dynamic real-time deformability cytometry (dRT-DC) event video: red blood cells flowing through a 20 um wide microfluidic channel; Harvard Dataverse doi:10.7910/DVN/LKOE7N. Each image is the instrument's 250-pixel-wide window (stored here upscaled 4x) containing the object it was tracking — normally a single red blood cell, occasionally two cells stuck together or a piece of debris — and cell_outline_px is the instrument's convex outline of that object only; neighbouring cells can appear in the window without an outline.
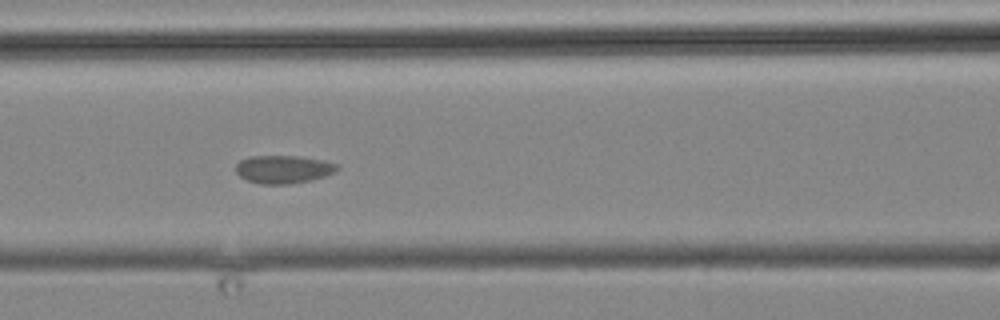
{"species": "common noctule bat (a hibernating species)", "species_latin": "Nyctalus noctula", "temperature_condition": "cold", "stored_images_in_passage": 6, "camera_frame_rate_fps": 3000, "um_per_image_px": 0.085, "animal": {"sex": "male", "body_mass_g": 19.2, "forearm_length_mm": 51.8}, "frame": {"image": 1, "passage_image": 3, "time_ms": 2.333, "image_size_px": [1000, 320], "cell_outline_px": [[340, 168], [336, 172], [312, 180], [292, 184], [260, 184], [248, 180], [240, 176], [236, 172], [236, 164], [240, 160], [252, 156], [296, 156], [324, 160], [340, 164]], "centroid_in_image_um": [24.14, 14.39], "position_along_channel_um": 142.5, "area_um2": 16.7}}
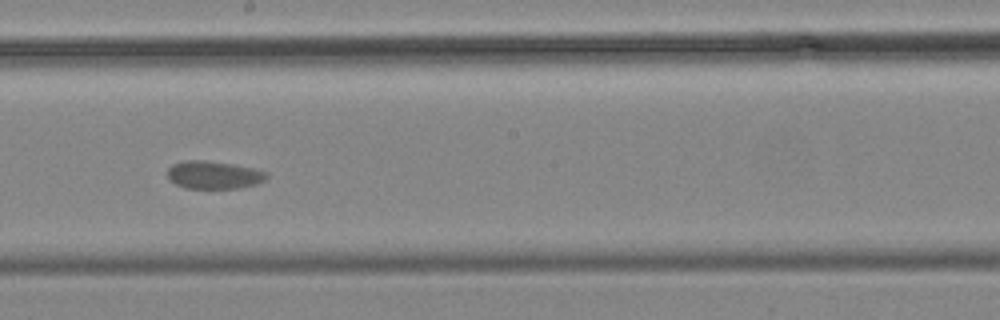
{"frame": {"image": 2, "passage_image": 5, "time_ms": 5.0, "image_size_px": [1000, 320], "cell_outline_px": [[268, 176], [264, 180], [256, 184], [236, 188], [184, 188], [168, 180], [168, 168], [172, 164], [184, 160], [204, 160], [232, 164], [252, 168], [268, 172]], "centroid_in_image_um": [18.14, 14.86], "position_along_channel_um": 230.1, "area_um2": 16.07}}
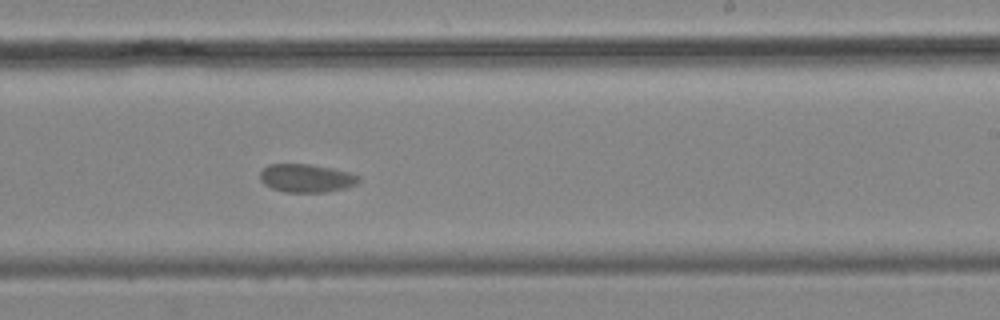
{"frame": {"image": 3, "passage_image": 6, "time_ms": 6.0, "image_size_px": [1000, 320], "cell_outline_px": [[360, 180], [356, 184], [344, 188], [324, 192], [284, 192], [272, 188], [264, 184], [260, 180], [260, 172], [268, 164], [312, 164], [332, 168], [348, 172], [360, 176]], "centroid_in_image_um": [26.03, 15.14], "position_along_channel_um": 263.0, "area_um2": 16.24}}